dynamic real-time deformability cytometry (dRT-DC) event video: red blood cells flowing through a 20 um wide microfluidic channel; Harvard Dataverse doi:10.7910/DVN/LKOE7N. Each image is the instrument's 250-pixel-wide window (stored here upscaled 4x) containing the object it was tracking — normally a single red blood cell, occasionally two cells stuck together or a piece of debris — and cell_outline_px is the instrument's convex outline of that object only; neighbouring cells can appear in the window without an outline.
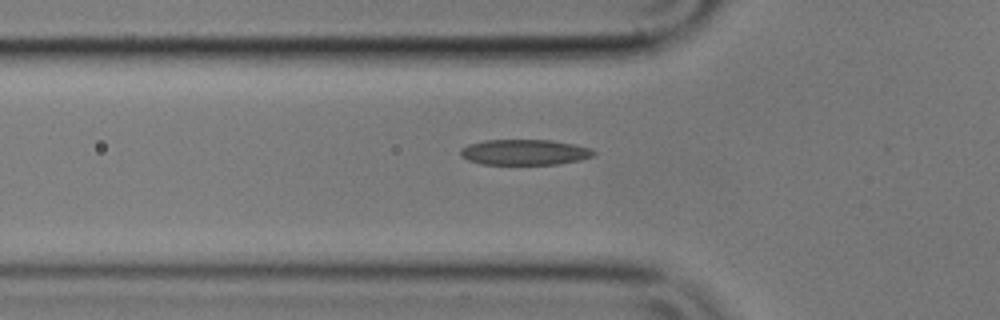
{"species": "common noctule bat (a hibernating species)", "species_latin": "Nyctalus noctula", "temperature_condition": "cold", "stored_images_in_passage": 35, "camera_frame_rate_fps": 3000, "um_per_image_px": 0.085, "animal": {"sex": "male", "body_mass_g": 17.9}, "frame": {"image": 1, "passage_image": 2, "time_ms": 0.333, "image_size_px": [1000, 320], "cell_outline_px": [[596, 156], [580, 160], [560, 164], [480, 164], [468, 160], [460, 156], [460, 148], [468, 144], [484, 140], [552, 140], [592, 148], [596, 152]], "centroid_in_image_um": [44.6, 12.94], "position_along_channel_um": 81.2, "area_um2": 20.06}}
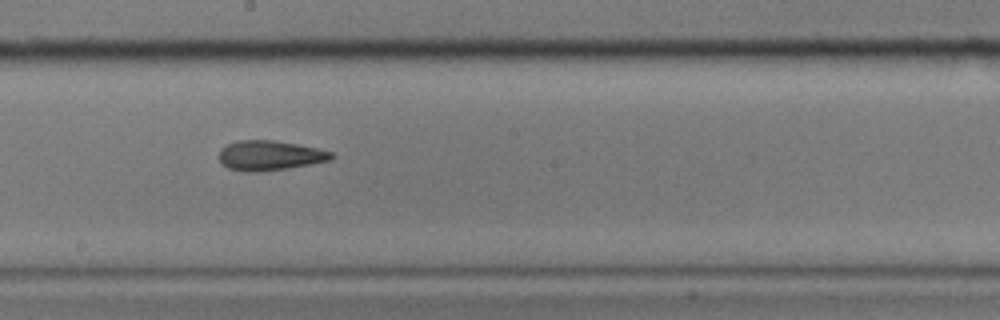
{"frame": {"image": 2, "passage_image": 14, "time_ms": 4.333, "image_size_px": [1000, 320], "cell_outline_px": [[336, 156], [332, 160], [288, 168], [264, 172], [248, 172], [228, 168], [220, 160], [220, 148], [228, 144], [240, 140], [272, 140], [296, 144], [316, 148], [332, 152]], "centroid_in_image_um": [22.96, 13.22], "position_along_channel_um": 225.2, "area_um2": 19.48}}
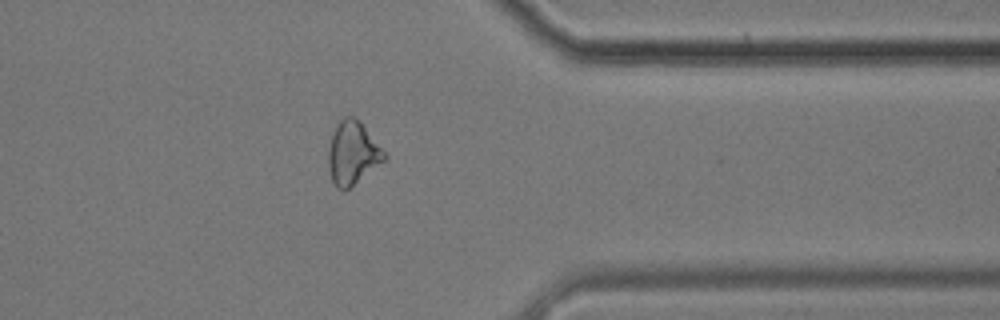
{"frame": {"image": 3, "passage_image": 28, "time_ms": 9.0, "image_size_px": [1000, 320], "cell_outline_px": [[388, 160], [348, 188], [336, 188], [332, 180], [328, 168], [328, 148], [332, 136], [340, 120], [344, 116], [356, 116], [360, 120], [388, 156]], "centroid_in_image_um": [30.0, 13.0], "position_along_channel_um": 381.4, "area_um2": 20.63}, "authors_computed_cell_mechanics": {"area_um2": 19.652, "velocity_mm_per_s": 3.5727, "shape_relaxation_time_tau1_ms": 7.5845, "shape_relaxation_time_tau2_ms": 2.8149, "deformation_change_tau1": 0.1959, "deformation_change_tau2": 0.1154}}